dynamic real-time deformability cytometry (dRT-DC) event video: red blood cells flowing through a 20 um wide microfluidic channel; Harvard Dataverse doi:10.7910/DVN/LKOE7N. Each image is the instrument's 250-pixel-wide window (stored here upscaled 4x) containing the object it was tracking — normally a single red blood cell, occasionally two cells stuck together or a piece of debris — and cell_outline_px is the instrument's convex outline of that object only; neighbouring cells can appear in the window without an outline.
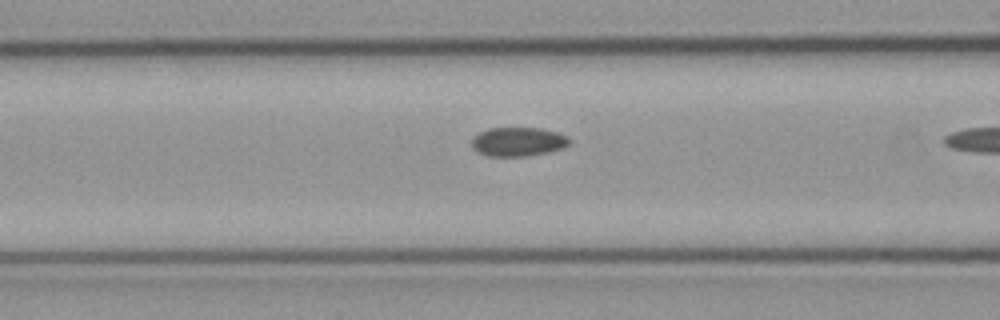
{"species": "common noctule bat (a hibernating species)", "species_latin": "Nyctalus noctula", "temperature_condition": "cold", "stored_images_in_passage": 8, "camera_frame_rate_fps": 3000, "um_per_image_px": 0.085, "animal": {"sex": "male", "body_mass_g": 23.1, "forearm_length_mm": 52.7}, "frame": {"image": 1, "passage_image": 7, "time_ms": 2.0, "image_size_px": [1000, 320], "cell_outline_px": [[568, 144], [560, 148], [548, 152], [524, 156], [488, 156], [476, 152], [472, 148], [472, 136], [488, 128], [540, 128], [556, 132], [568, 136]], "centroid_in_image_um": [43.97, 12.04], "position_along_channel_um": 122.6, "area_um2": 16.42}}